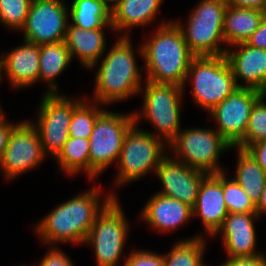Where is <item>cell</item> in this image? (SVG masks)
Returning a JSON list of instances; mask_svg holds the SVG:
<instances>
[{
	"instance_id": "1",
	"label": "cell",
	"mask_w": 266,
	"mask_h": 266,
	"mask_svg": "<svg viewBox=\"0 0 266 266\" xmlns=\"http://www.w3.org/2000/svg\"><path fill=\"white\" fill-rule=\"evenodd\" d=\"M100 192L102 189L97 184L57 205L33 229L40 241L45 246H55L58 243L84 245L96 216L117 197V194L108 191L109 194H105L102 200Z\"/></svg>"
},
{
	"instance_id": "2",
	"label": "cell",
	"mask_w": 266,
	"mask_h": 266,
	"mask_svg": "<svg viewBox=\"0 0 266 266\" xmlns=\"http://www.w3.org/2000/svg\"><path fill=\"white\" fill-rule=\"evenodd\" d=\"M152 38L137 48L145 64V78L157 84H175L183 87L187 71L195 55L191 52L184 35L174 20L157 24ZM145 68V69H144Z\"/></svg>"
},
{
	"instance_id": "3",
	"label": "cell",
	"mask_w": 266,
	"mask_h": 266,
	"mask_svg": "<svg viewBox=\"0 0 266 266\" xmlns=\"http://www.w3.org/2000/svg\"><path fill=\"white\" fill-rule=\"evenodd\" d=\"M130 36H119L111 49L90 69H96L94 96L101 105H111L139 94L143 67L137 64ZM98 64V65H97ZM100 64V65H99ZM98 67H97V66ZM142 80V81H141Z\"/></svg>"
},
{
	"instance_id": "4",
	"label": "cell",
	"mask_w": 266,
	"mask_h": 266,
	"mask_svg": "<svg viewBox=\"0 0 266 266\" xmlns=\"http://www.w3.org/2000/svg\"><path fill=\"white\" fill-rule=\"evenodd\" d=\"M226 8L225 0H200L192 8L185 26L181 21L174 20L195 56L226 55L228 48L223 36Z\"/></svg>"
},
{
	"instance_id": "5",
	"label": "cell",
	"mask_w": 266,
	"mask_h": 266,
	"mask_svg": "<svg viewBox=\"0 0 266 266\" xmlns=\"http://www.w3.org/2000/svg\"><path fill=\"white\" fill-rule=\"evenodd\" d=\"M187 80L192 84L193 102L208 112L239 88L225 55L195 56L187 71L184 91Z\"/></svg>"
},
{
	"instance_id": "6",
	"label": "cell",
	"mask_w": 266,
	"mask_h": 266,
	"mask_svg": "<svg viewBox=\"0 0 266 266\" xmlns=\"http://www.w3.org/2000/svg\"><path fill=\"white\" fill-rule=\"evenodd\" d=\"M144 85L139 91V94L144 92L143 106L139 112H133L134 121L147 120L154 128L151 134L169 144L181 130L180 103L184 89L175 84H157L147 80Z\"/></svg>"
},
{
	"instance_id": "7",
	"label": "cell",
	"mask_w": 266,
	"mask_h": 266,
	"mask_svg": "<svg viewBox=\"0 0 266 266\" xmlns=\"http://www.w3.org/2000/svg\"><path fill=\"white\" fill-rule=\"evenodd\" d=\"M168 144L134 123L125 134L118 159V172L115 186L118 188L127 183L138 181L147 173L156 172L162 159L168 154ZM166 152V153H165Z\"/></svg>"
},
{
	"instance_id": "8",
	"label": "cell",
	"mask_w": 266,
	"mask_h": 266,
	"mask_svg": "<svg viewBox=\"0 0 266 266\" xmlns=\"http://www.w3.org/2000/svg\"><path fill=\"white\" fill-rule=\"evenodd\" d=\"M169 147L175 159L207 174L226 172L218 161L224 152L234 149L211 127L181 129Z\"/></svg>"
},
{
	"instance_id": "9",
	"label": "cell",
	"mask_w": 266,
	"mask_h": 266,
	"mask_svg": "<svg viewBox=\"0 0 266 266\" xmlns=\"http://www.w3.org/2000/svg\"><path fill=\"white\" fill-rule=\"evenodd\" d=\"M118 197H114L96 216L85 240L95 250L97 266H118L124 253L129 225Z\"/></svg>"
},
{
	"instance_id": "10",
	"label": "cell",
	"mask_w": 266,
	"mask_h": 266,
	"mask_svg": "<svg viewBox=\"0 0 266 266\" xmlns=\"http://www.w3.org/2000/svg\"><path fill=\"white\" fill-rule=\"evenodd\" d=\"M135 123L134 114L104 110L96 119L89 138L90 181L118 162L125 134Z\"/></svg>"
},
{
	"instance_id": "11",
	"label": "cell",
	"mask_w": 266,
	"mask_h": 266,
	"mask_svg": "<svg viewBox=\"0 0 266 266\" xmlns=\"http://www.w3.org/2000/svg\"><path fill=\"white\" fill-rule=\"evenodd\" d=\"M41 98L35 123L32 124L40 135L44 154H49L53 159L69 138V125L74 107L83 97L73 99L60 93H44Z\"/></svg>"
},
{
	"instance_id": "12",
	"label": "cell",
	"mask_w": 266,
	"mask_h": 266,
	"mask_svg": "<svg viewBox=\"0 0 266 266\" xmlns=\"http://www.w3.org/2000/svg\"><path fill=\"white\" fill-rule=\"evenodd\" d=\"M45 157L36 127L31 121H19L9 136L0 160V170L5 180L11 181L40 166Z\"/></svg>"
},
{
	"instance_id": "13",
	"label": "cell",
	"mask_w": 266,
	"mask_h": 266,
	"mask_svg": "<svg viewBox=\"0 0 266 266\" xmlns=\"http://www.w3.org/2000/svg\"><path fill=\"white\" fill-rule=\"evenodd\" d=\"M68 7L62 0H33L20 30L23 40L37 45L65 41Z\"/></svg>"
},
{
	"instance_id": "14",
	"label": "cell",
	"mask_w": 266,
	"mask_h": 266,
	"mask_svg": "<svg viewBox=\"0 0 266 266\" xmlns=\"http://www.w3.org/2000/svg\"><path fill=\"white\" fill-rule=\"evenodd\" d=\"M264 95L252 88H237L224 101L207 112L216 122V131L231 146L236 147L243 139L251 110Z\"/></svg>"
},
{
	"instance_id": "15",
	"label": "cell",
	"mask_w": 266,
	"mask_h": 266,
	"mask_svg": "<svg viewBox=\"0 0 266 266\" xmlns=\"http://www.w3.org/2000/svg\"><path fill=\"white\" fill-rule=\"evenodd\" d=\"M169 155L170 153L162 159L155 172L163 187L157 193L178 199L193 207L197 200L201 182L208 174L186 166L175 159L172 156L173 154Z\"/></svg>"
},
{
	"instance_id": "16",
	"label": "cell",
	"mask_w": 266,
	"mask_h": 266,
	"mask_svg": "<svg viewBox=\"0 0 266 266\" xmlns=\"http://www.w3.org/2000/svg\"><path fill=\"white\" fill-rule=\"evenodd\" d=\"M257 219H260L257 213H228L212 238L221 235L222 245L229 258L261 254L256 250L257 233L254 223Z\"/></svg>"
},
{
	"instance_id": "17",
	"label": "cell",
	"mask_w": 266,
	"mask_h": 266,
	"mask_svg": "<svg viewBox=\"0 0 266 266\" xmlns=\"http://www.w3.org/2000/svg\"><path fill=\"white\" fill-rule=\"evenodd\" d=\"M230 47L225 56L237 86L256 89L266 94V49L255 48L245 42ZM237 79L243 84L238 83Z\"/></svg>"
},
{
	"instance_id": "18",
	"label": "cell",
	"mask_w": 266,
	"mask_h": 266,
	"mask_svg": "<svg viewBox=\"0 0 266 266\" xmlns=\"http://www.w3.org/2000/svg\"><path fill=\"white\" fill-rule=\"evenodd\" d=\"M192 215L199 217L208 237H212L222 226L228 209L223 195V172L208 174L199 189ZM210 235V236H209Z\"/></svg>"
},
{
	"instance_id": "19",
	"label": "cell",
	"mask_w": 266,
	"mask_h": 266,
	"mask_svg": "<svg viewBox=\"0 0 266 266\" xmlns=\"http://www.w3.org/2000/svg\"><path fill=\"white\" fill-rule=\"evenodd\" d=\"M40 45L24 41L21 46L0 55V82L7 76L12 88H25L38 83ZM4 73V75H3Z\"/></svg>"
},
{
	"instance_id": "20",
	"label": "cell",
	"mask_w": 266,
	"mask_h": 266,
	"mask_svg": "<svg viewBox=\"0 0 266 266\" xmlns=\"http://www.w3.org/2000/svg\"><path fill=\"white\" fill-rule=\"evenodd\" d=\"M139 214L140 220L160 233L174 231L193 218L192 207L188 204L157 192L148 199Z\"/></svg>"
},
{
	"instance_id": "21",
	"label": "cell",
	"mask_w": 266,
	"mask_h": 266,
	"mask_svg": "<svg viewBox=\"0 0 266 266\" xmlns=\"http://www.w3.org/2000/svg\"><path fill=\"white\" fill-rule=\"evenodd\" d=\"M106 28L82 29L69 21L65 43L71 59H79V63L87 70L94 66L107 50V41L104 32ZM74 57V58H73Z\"/></svg>"
},
{
	"instance_id": "22",
	"label": "cell",
	"mask_w": 266,
	"mask_h": 266,
	"mask_svg": "<svg viewBox=\"0 0 266 266\" xmlns=\"http://www.w3.org/2000/svg\"><path fill=\"white\" fill-rule=\"evenodd\" d=\"M164 0H120L111 12V25L114 32L129 36L134 27H144L155 22ZM128 31V32H127ZM127 32V33H126Z\"/></svg>"
},
{
	"instance_id": "23",
	"label": "cell",
	"mask_w": 266,
	"mask_h": 266,
	"mask_svg": "<svg viewBox=\"0 0 266 266\" xmlns=\"http://www.w3.org/2000/svg\"><path fill=\"white\" fill-rule=\"evenodd\" d=\"M72 59L65 41L40 45L38 82H45V93H59L56 78L69 67Z\"/></svg>"
},
{
	"instance_id": "24",
	"label": "cell",
	"mask_w": 266,
	"mask_h": 266,
	"mask_svg": "<svg viewBox=\"0 0 266 266\" xmlns=\"http://www.w3.org/2000/svg\"><path fill=\"white\" fill-rule=\"evenodd\" d=\"M265 12L227 6L224 15L223 36L228 47L246 42L259 27Z\"/></svg>"
},
{
	"instance_id": "25",
	"label": "cell",
	"mask_w": 266,
	"mask_h": 266,
	"mask_svg": "<svg viewBox=\"0 0 266 266\" xmlns=\"http://www.w3.org/2000/svg\"><path fill=\"white\" fill-rule=\"evenodd\" d=\"M234 149L237 151L238 159L233 178L257 204L266 185V172L246 150L235 147Z\"/></svg>"
},
{
	"instance_id": "26",
	"label": "cell",
	"mask_w": 266,
	"mask_h": 266,
	"mask_svg": "<svg viewBox=\"0 0 266 266\" xmlns=\"http://www.w3.org/2000/svg\"><path fill=\"white\" fill-rule=\"evenodd\" d=\"M71 24L82 29L109 28L111 12L100 0H73L69 9Z\"/></svg>"
},
{
	"instance_id": "27",
	"label": "cell",
	"mask_w": 266,
	"mask_h": 266,
	"mask_svg": "<svg viewBox=\"0 0 266 266\" xmlns=\"http://www.w3.org/2000/svg\"><path fill=\"white\" fill-rule=\"evenodd\" d=\"M54 159L61 172L69 176L84 172L90 180L89 139L69 137Z\"/></svg>"
},
{
	"instance_id": "28",
	"label": "cell",
	"mask_w": 266,
	"mask_h": 266,
	"mask_svg": "<svg viewBox=\"0 0 266 266\" xmlns=\"http://www.w3.org/2000/svg\"><path fill=\"white\" fill-rule=\"evenodd\" d=\"M205 241L202 234L175 242L172 249L163 254L164 266H206L203 258L207 249Z\"/></svg>"
},
{
	"instance_id": "29",
	"label": "cell",
	"mask_w": 266,
	"mask_h": 266,
	"mask_svg": "<svg viewBox=\"0 0 266 266\" xmlns=\"http://www.w3.org/2000/svg\"><path fill=\"white\" fill-rule=\"evenodd\" d=\"M85 98L74 107L69 125V137L89 139L96 119L105 109L101 104L87 100V96Z\"/></svg>"
},
{
	"instance_id": "30",
	"label": "cell",
	"mask_w": 266,
	"mask_h": 266,
	"mask_svg": "<svg viewBox=\"0 0 266 266\" xmlns=\"http://www.w3.org/2000/svg\"><path fill=\"white\" fill-rule=\"evenodd\" d=\"M226 174L227 171L223 172V195L228 213H257L256 204L236 180L227 178Z\"/></svg>"
},
{
	"instance_id": "31",
	"label": "cell",
	"mask_w": 266,
	"mask_h": 266,
	"mask_svg": "<svg viewBox=\"0 0 266 266\" xmlns=\"http://www.w3.org/2000/svg\"><path fill=\"white\" fill-rule=\"evenodd\" d=\"M266 94L253 106L248 120L246 133L242 141L235 147L245 149L248 145L266 140Z\"/></svg>"
},
{
	"instance_id": "32",
	"label": "cell",
	"mask_w": 266,
	"mask_h": 266,
	"mask_svg": "<svg viewBox=\"0 0 266 266\" xmlns=\"http://www.w3.org/2000/svg\"><path fill=\"white\" fill-rule=\"evenodd\" d=\"M33 0H0V22L6 28L19 30L25 24Z\"/></svg>"
},
{
	"instance_id": "33",
	"label": "cell",
	"mask_w": 266,
	"mask_h": 266,
	"mask_svg": "<svg viewBox=\"0 0 266 266\" xmlns=\"http://www.w3.org/2000/svg\"><path fill=\"white\" fill-rule=\"evenodd\" d=\"M123 266H164L163 254L148 250H132L124 259Z\"/></svg>"
},
{
	"instance_id": "34",
	"label": "cell",
	"mask_w": 266,
	"mask_h": 266,
	"mask_svg": "<svg viewBox=\"0 0 266 266\" xmlns=\"http://www.w3.org/2000/svg\"><path fill=\"white\" fill-rule=\"evenodd\" d=\"M37 266H74V264L65 251L59 247L50 246Z\"/></svg>"
},
{
	"instance_id": "35",
	"label": "cell",
	"mask_w": 266,
	"mask_h": 266,
	"mask_svg": "<svg viewBox=\"0 0 266 266\" xmlns=\"http://www.w3.org/2000/svg\"><path fill=\"white\" fill-rule=\"evenodd\" d=\"M219 266H266V255L262 251L261 254L250 257H227Z\"/></svg>"
},
{
	"instance_id": "36",
	"label": "cell",
	"mask_w": 266,
	"mask_h": 266,
	"mask_svg": "<svg viewBox=\"0 0 266 266\" xmlns=\"http://www.w3.org/2000/svg\"><path fill=\"white\" fill-rule=\"evenodd\" d=\"M245 43L255 48L266 49V12L262 17L259 27Z\"/></svg>"
},
{
	"instance_id": "37",
	"label": "cell",
	"mask_w": 266,
	"mask_h": 266,
	"mask_svg": "<svg viewBox=\"0 0 266 266\" xmlns=\"http://www.w3.org/2000/svg\"><path fill=\"white\" fill-rule=\"evenodd\" d=\"M4 115H5V113L2 111L0 113V160H1L3 153L6 149V146L8 144V139H9V136H10L12 130L19 123V122H16L15 124H14V122L9 123V121L6 120L7 118H5Z\"/></svg>"
},
{
	"instance_id": "38",
	"label": "cell",
	"mask_w": 266,
	"mask_h": 266,
	"mask_svg": "<svg viewBox=\"0 0 266 266\" xmlns=\"http://www.w3.org/2000/svg\"><path fill=\"white\" fill-rule=\"evenodd\" d=\"M244 150H246L266 172V140L248 145Z\"/></svg>"
},
{
	"instance_id": "39",
	"label": "cell",
	"mask_w": 266,
	"mask_h": 266,
	"mask_svg": "<svg viewBox=\"0 0 266 266\" xmlns=\"http://www.w3.org/2000/svg\"><path fill=\"white\" fill-rule=\"evenodd\" d=\"M227 6L235 8H249L266 12V0H225Z\"/></svg>"
},
{
	"instance_id": "40",
	"label": "cell",
	"mask_w": 266,
	"mask_h": 266,
	"mask_svg": "<svg viewBox=\"0 0 266 266\" xmlns=\"http://www.w3.org/2000/svg\"><path fill=\"white\" fill-rule=\"evenodd\" d=\"M256 212L259 217L263 216L262 214H266V185L259 201L256 204Z\"/></svg>"
},
{
	"instance_id": "41",
	"label": "cell",
	"mask_w": 266,
	"mask_h": 266,
	"mask_svg": "<svg viewBox=\"0 0 266 266\" xmlns=\"http://www.w3.org/2000/svg\"><path fill=\"white\" fill-rule=\"evenodd\" d=\"M120 0H100V2L112 12L119 4Z\"/></svg>"
},
{
	"instance_id": "42",
	"label": "cell",
	"mask_w": 266,
	"mask_h": 266,
	"mask_svg": "<svg viewBox=\"0 0 266 266\" xmlns=\"http://www.w3.org/2000/svg\"><path fill=\"white\" fill-rule=\"evenodd\" d=\"M19 266H28V265L25 264V265H19ZM29 266H37V265L35 264V265H29Z\"/></svg>"
}]
</instances>
